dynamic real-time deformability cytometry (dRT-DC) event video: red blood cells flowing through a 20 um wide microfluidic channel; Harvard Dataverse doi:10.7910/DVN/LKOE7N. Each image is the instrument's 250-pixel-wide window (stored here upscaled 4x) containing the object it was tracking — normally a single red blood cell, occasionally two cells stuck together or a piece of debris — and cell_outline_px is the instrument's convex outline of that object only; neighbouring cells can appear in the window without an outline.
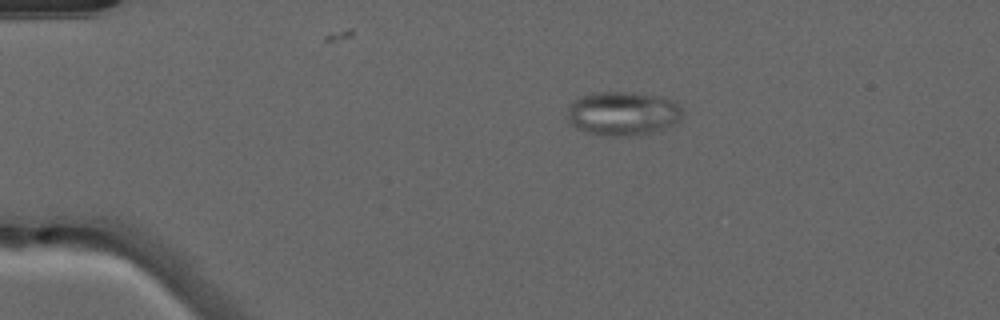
{"species": "common noctule bat (a hibernating species)", "species_latin": "Nyctalus noctula", "temperature_condition": "warm", "stored_images_in_passage": 29, "camera_frame_rate_fps": 3000, "um_per_image_px": 0.085, "animal": {"sex": "male", "forearm_length_mm": 52.5}, "frame": {"image": 1, "passage_image": 1, "time_ms": 0.0, "image_size_px": [1000, 320], "cell_outline_px": [[684, 112], [680, 120], [676, 124], [660, 132], [640, 136], [600, 136], [576, 128], [568, 124], [568, 104], [572, 100], [580, 96], [592, 92], [632, 92], [660, 96], [676, 100], [680, 104]], "centroid_in_image_um": [52.99, 9.66], "position_along_channel_um": 32.0, "area_um2": 30.75}}
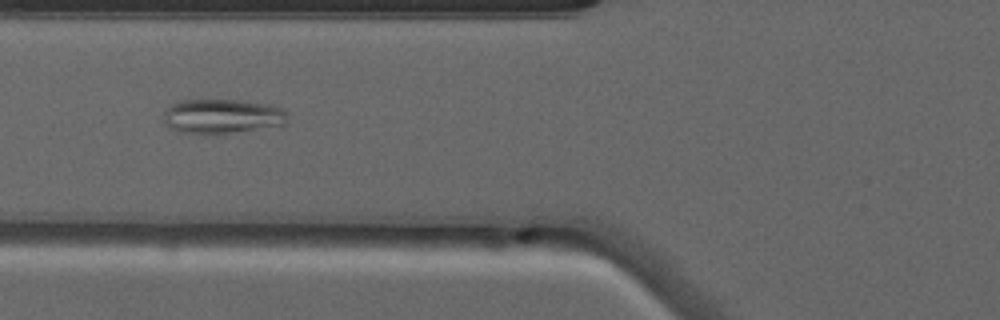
{"frame": {"image": 2, "passage_image": 11, "time_ms": 3.333, "image_size_px": [1000, 320], "cell_outline_px": [[288, 120], [284, 124], [228, 132], [180, 132], [164, 124], [164, 112], [172, 104], [180, 100], [236, 100], [264, 104], [280, 108], [284, 112]], "centroid_in_image_um": [18.82, 9.85], "position_along_channel_um": 107.0, "area_um2": 23.87}}
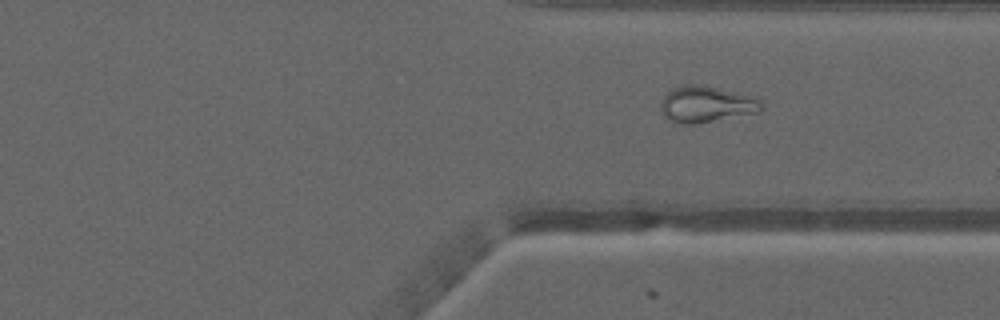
{"frame": {"image": 3, "passage_image": 29, "time_ms": 9.333, "image_size_px": [1000, 320], "cell_outline_px": [[764, 108], [760, 112], [692, 124], [680, 124], [664, 116], [660, 112], [660, 100], [672, 88], [688, 84], [696, 84], [756, 96], [764, 104]], "centroid_in_image_um": [60.05, 8.86], "position_along_channel_um": 351.4, "area_um2": 21.33}}